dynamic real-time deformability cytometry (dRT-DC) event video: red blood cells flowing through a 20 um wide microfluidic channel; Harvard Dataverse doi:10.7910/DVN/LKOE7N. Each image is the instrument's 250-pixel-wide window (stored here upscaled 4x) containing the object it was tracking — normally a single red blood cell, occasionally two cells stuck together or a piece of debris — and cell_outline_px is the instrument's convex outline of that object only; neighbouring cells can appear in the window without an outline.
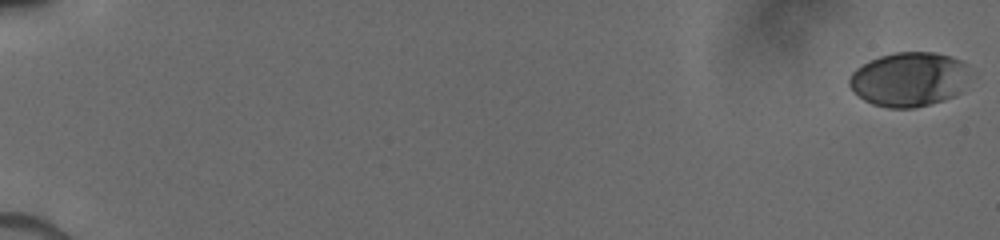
{"species": "human", "species_latin": "Homo sapiens", "temperature_condition": "cold", "stored_images_in_passage": 47, "camera_frame_rate_fps": 3000, "um_per_image_px": 0.085, "donor": {"sex": "male"}, "frame": {"image": 1, "passage_image": 1, "time_ms": 0.0, "image_size_px": [1000, 240], "cell_outline_px": [[964, 64], [960, 92], [956, 96], [944, 100], [916, 108], [888, 108], [872, 104], [864, 100], [848, 84], [848, 80], [852, 72], [856, 68], [880, 56], [896, 52], [936, 52], [960, 60]], "centroid_in_image_um": [77.18, 6.76], "position_along_channel_um": 7.8, "area_um2": 37.4}}
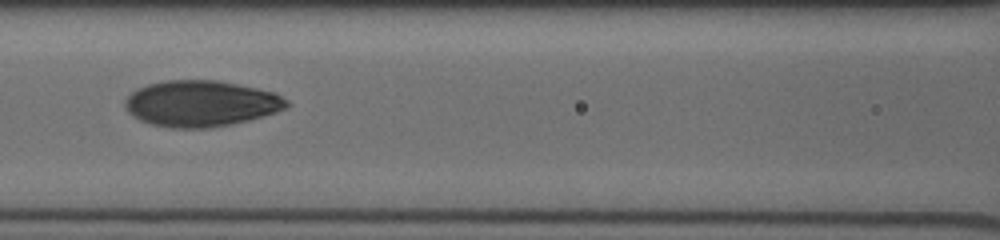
{"frame": {"image": 2, "passage_image": 37, "time_ms": 8.667, "image_size_px": [1000, 240], "cell_outline_px": [[292, 104], [276, 112], [264, 116], [232, 124], [208, 128], [172, 128], [152, 124], [140, 120], [132, 116], [124, 108], [124, 100], [132, 92], [148, 84], [164, 80], [216, 80], [276, 92], [288, 100]], "centroid_in_image_um": [17.09, 8.8], "position_along_channel_um": 149.5, "area_um2": 43.52}}
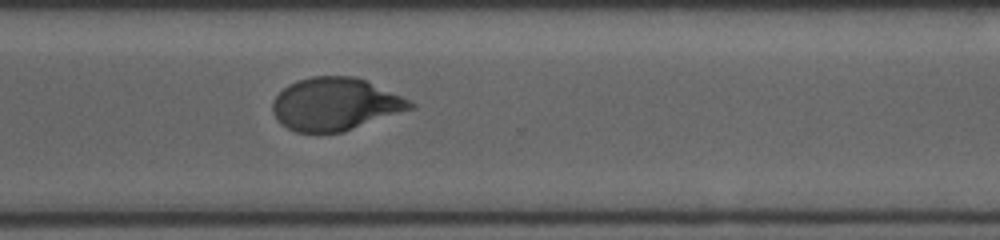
{"frame": {"image": 3, "passage_image": 47, "time_ms": 13.333, "image_size_px": [1000, 240], "cell_outline_px": [[416, 108], [344, 132], [296, 132], [288, 128], [272, 112], [272, 104], [276, 96], [288, 84], [296, 80], [312, 76], [356, 76], [400, 96], [416, 104]], "centroid_in_image_um": [28.51, 8.85], "position_along_channel_um": 342.1, "area_um2": 42.08}}